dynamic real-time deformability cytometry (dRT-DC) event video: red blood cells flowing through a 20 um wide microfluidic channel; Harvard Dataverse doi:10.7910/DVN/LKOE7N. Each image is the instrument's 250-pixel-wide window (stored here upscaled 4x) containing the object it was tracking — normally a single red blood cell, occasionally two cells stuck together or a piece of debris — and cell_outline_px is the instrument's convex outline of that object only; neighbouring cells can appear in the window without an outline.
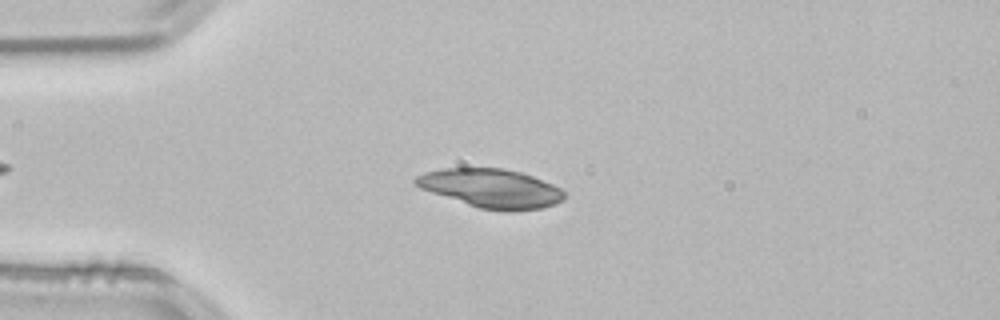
{"species": "common noctule bat (a hibernating species)", "species_latin": "Nyctalus noctula", "temperature_condition": "room temperature", "stored_images_in_passage": 43, "camera_frame_rate_fps": 3000, "um_per_image_px": 0.085, "animal": {"sex": "male", "body_mass_g": 21.5, "forearm_length_mm": 52.0}, "frame": {"image": 1, "passage_image": 9, "time_ms": 2.667, "image_size_px": [1000, 320], "cell_outline_px": [[564, 200], [556, 204], [544, 208], [512, 212], [508, 212], [480, 208], [420, 188], [412, 180], [416, 176], [424, 172], [444, 168], [504, 168], [520, 172], [532, 176], [552, 184], [560, 188], [564, 192]], "centroid_in_image_um": [41.78, 16.01], "position_along_channel_um": 43.2, "area_um2": 33.58}}